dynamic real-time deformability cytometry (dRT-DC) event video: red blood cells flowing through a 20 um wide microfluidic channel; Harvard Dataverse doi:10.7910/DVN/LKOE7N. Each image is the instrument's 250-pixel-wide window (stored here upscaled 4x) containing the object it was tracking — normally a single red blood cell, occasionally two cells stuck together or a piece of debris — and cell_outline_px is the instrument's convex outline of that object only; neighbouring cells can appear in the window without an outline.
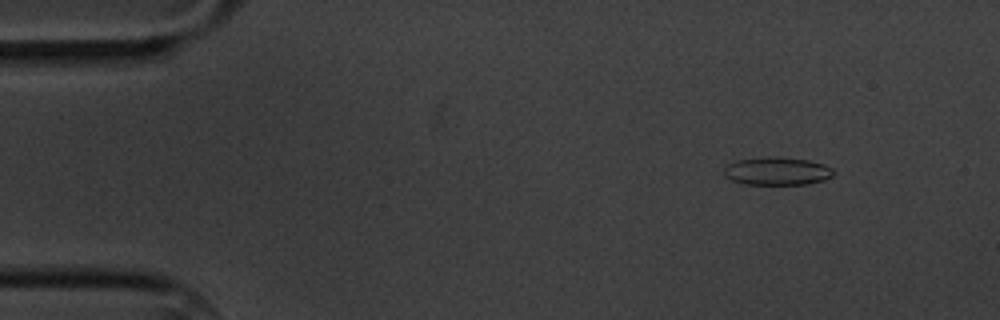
{"species": "common noctule bat (a hibernating species)", "species_latin": "Nyctalus noctula", "temperature_condition": "cold", "stored_images_in_passage": 5, "segment_of_instrument_passage": [1, 2], "camera_frame_rate_fps": 3000, "um_per_image_px": 0.085, "animal": {"sex": "male", "body_mass_g": 20.1, "forearm_length_mm": 53.5}, "frame": {"image": 1, "passage_image": 1, "time_ms": 0.0, "image_size_px": [1000, 320], "cell_outline_px": [[836, 172], [832, 176], [824, 180], [808, 184], [744, 184], [732, 180], [724, 176], [724, 168], [728, 164], [736, 160], [764, 156], [776, 156], [808, 160], [824, 164], [832, 168]], "centroid_in_image_um": [66.05, 14.53], "position_along_channel_um": 18.9, "area_um2": 18.09}}